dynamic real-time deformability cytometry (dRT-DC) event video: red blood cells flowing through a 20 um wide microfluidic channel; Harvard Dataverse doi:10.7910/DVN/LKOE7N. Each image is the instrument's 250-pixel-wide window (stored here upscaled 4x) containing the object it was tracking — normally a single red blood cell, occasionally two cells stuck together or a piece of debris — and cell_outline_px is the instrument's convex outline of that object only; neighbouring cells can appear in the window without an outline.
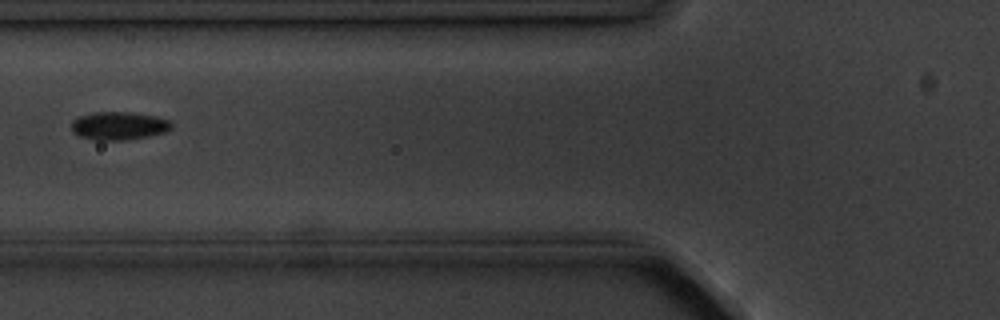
{"species": "common noctule bat (a hibernating species)", "species_latin": "Nyctalus noctula", "temperature_condition": "cold", "stored_images_in_passage": 4, "camera_frame_rate_fps": 3000, "um_per_image_px": 0.085, "animal": {"sex": "male", "body_mass_g": 20.1, "forearm_length_mm": 53.5}, "frame": {"image": 1, "passage_image": 4, "time_ms": 3.333, "image_size_px": [1000, 320], "cell_outline_px": [[172, 128], [164, 132], [148, 136], [128, 140], [92, 140], [80, 136], [72, 132], [72, 120], [80, 116], [92, 112], [128, 112], [156, 116], [168, 120], [172, 124]], "centroid_in_image_um": [10.08, 10.69], "position_along_channel_um": 115.7, "area_um2": 16.42}}